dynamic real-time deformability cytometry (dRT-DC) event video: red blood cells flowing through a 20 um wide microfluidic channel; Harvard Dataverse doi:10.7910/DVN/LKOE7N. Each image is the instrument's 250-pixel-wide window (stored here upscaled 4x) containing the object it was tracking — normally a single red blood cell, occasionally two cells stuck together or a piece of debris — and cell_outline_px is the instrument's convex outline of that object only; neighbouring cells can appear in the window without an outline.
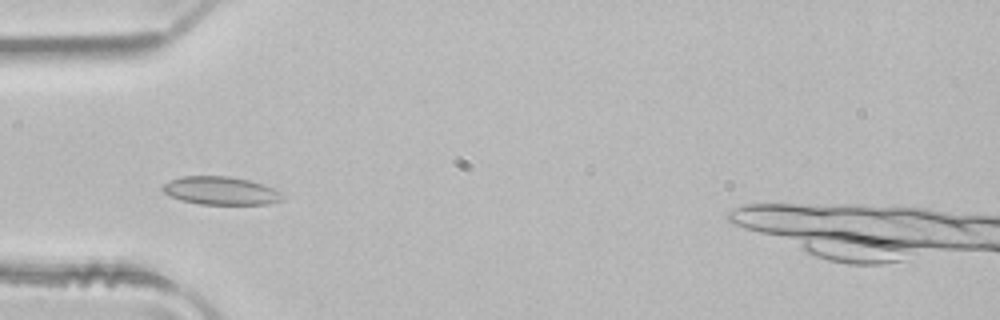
{"species": "common noctule bat (a hibernating species)", "species_latin": "Nyctalus noctula", "temperature_condition": "room temperature", "stored_images_in_passage": 3, "camera_frame_rate_fps": 3000, "um_per_image_px": 0.085, "animal": {"sex": "male", "body_mass_g": 21.5, "forearm_length_mm": 52.0}, "frame": {"image": 1, "passage_image": 2, "time_ms": 0.333, "image_size_px": [1000, 320], "cell_outline_px": [[284, 200], [268, 204], [200, 204], [180, 200], [168, 196], [160, 188], [168, 180], [180, 176], [228, 176], [248, 180], [264, 184], [280, 192], [284, 196]], "centroid_in_image_um": [18.73, 16.21], "position_along_channel_um": 66.3, "area_um2": 19.83}}
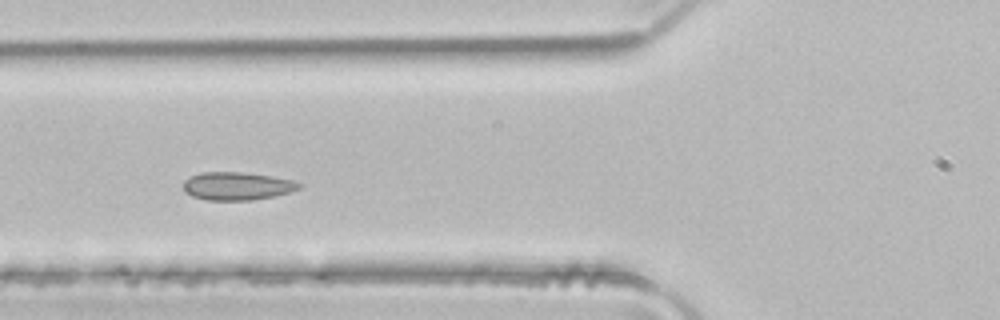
{"frame": {"image": 2, "passage_image": 3, "time_ms": 0.667, "image_size_px": [1000, 320], "cell_outline_px": [[304, 184], [300, 188], [276, 196], [252, 200], [208, 200], [192, 196], [184, 192], [184, 180], [200, 172], [244, 172], [272, 176], [292, 180]], "centroid_in_image_um": [20.16, 15.81], "position_along_channel_um": 105.6, "area_um2": 18.96}}